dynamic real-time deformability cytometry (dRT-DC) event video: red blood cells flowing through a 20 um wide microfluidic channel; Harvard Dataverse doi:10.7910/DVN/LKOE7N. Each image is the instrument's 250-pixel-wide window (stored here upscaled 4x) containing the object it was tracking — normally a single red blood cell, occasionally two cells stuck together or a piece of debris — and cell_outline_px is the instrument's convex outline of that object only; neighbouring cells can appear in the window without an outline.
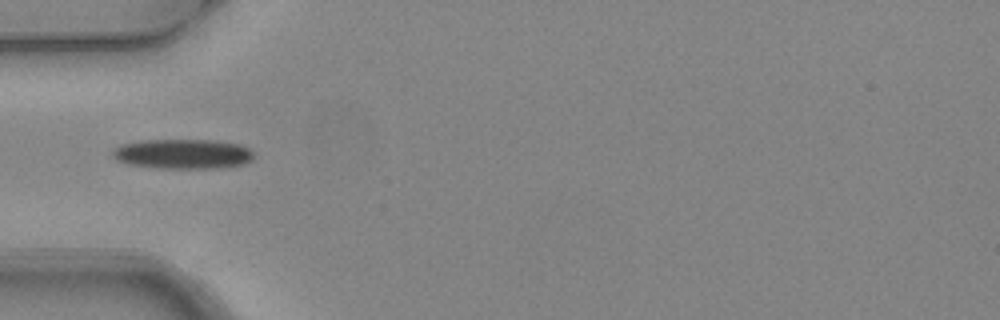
{"species": "common noctule bat (a hibernating species)", "species_latin": "Nyctalus noctula", "temperature_condition": "warm", "stored_images_in_passage": 1, "camera_frame_rate_fps": 3000, "um_per_image_px": 0.085, "animal": {"sex": "female", "body_mass_g": 24.6, "forearm_length_mm": 56.2}, "frame": {"image": 1, "passage_image": 1, "time_ms": 0.0, "image_size_px": [1000, 320], "cell_outline_px": [[256, 156], [252, 160], [244, 164], [216, 168], [160, 168], [128, 164], [116, 160], [112, 156], [112, 148], [120, 144], [140, 140], [216, 140], [240, 144], [248, 148]], "centroid_in_image_um": [15.52, 13.07], "position_along_channel_um": 69.5, "area_um2": 24.8}}